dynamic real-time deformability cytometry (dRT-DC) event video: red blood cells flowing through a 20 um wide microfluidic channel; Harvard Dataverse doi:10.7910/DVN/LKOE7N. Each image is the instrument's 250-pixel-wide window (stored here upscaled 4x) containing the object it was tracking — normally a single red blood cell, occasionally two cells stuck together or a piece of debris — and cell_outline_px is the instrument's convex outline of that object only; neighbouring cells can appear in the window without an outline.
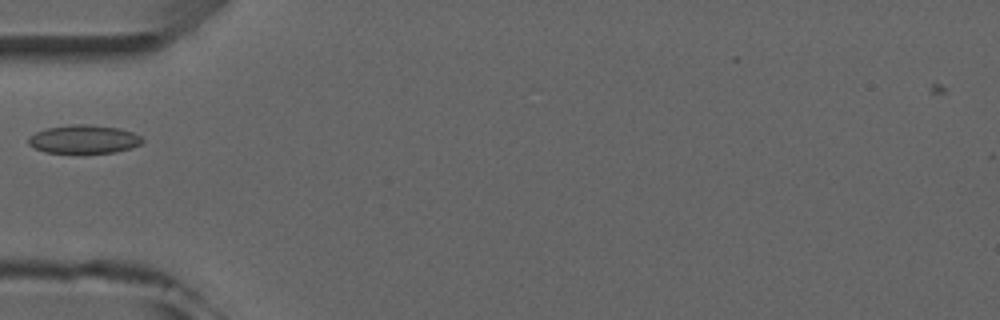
{"species": "common noctule bat (a hibernating species)", "species_latin": "Nyctalus noctula", "temperature_condition": "room temperature", "stored_images_in_passage": 4, "camera_frame_rate_fps": 3000, "um_per_image_px": 0.085, "animal": {"sex": "male", "forearm_length_mm": 52.5}, "frame": {"image": 1, "passage_image": 2, "time_ms": 2.0, "image_size_px": [1000, 320], "cell_outline_px": [[144, 140], [140, 144], [132, 148], [116, 152], [44, 152], [28, 144], [28, 136], [36, 132], [48, 128], [72, 124], [88, 124], [120, 128], [132, 132], [140, 136]], "centroid_in_image_um": [7.14, 11.82], "position_along_channel_um": 77.9, "area_um2": 18.73}}
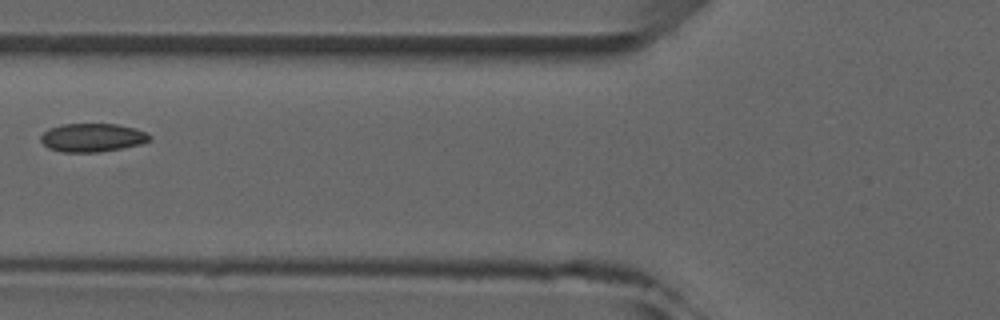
{"frame": {"image": 2, "passage_image": 3, "time_ms": 3.0, "image_size_px": [1000, 320], "cell_outline_px": [[152, 140], [140, 144], [100, 152], [64, 152], [48, 148], [40, 140], [40, 136], [48, 128], [64, 124], [116, 124], [136, 128], [148, 132], [152, 136]], "centroid_in_image_um": [7.88, 11.69], "position_along_channel_um": 117.9, "area_um2": 18.15}}
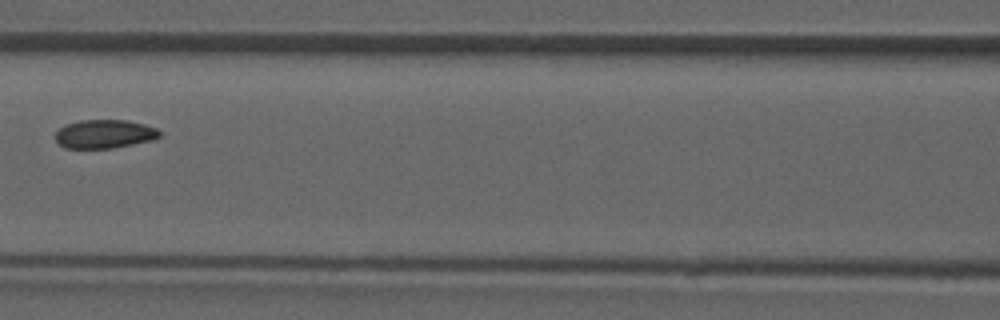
{"frame": {"image": 3, "passage_image": 4, "time_ms": 4.0, "image_size_px": [1000, 320], "cell_outline_px": [[160, 136], [152, 140], [112, 148], [64, 148], [56, 140], [56, 132], [64, 124], [80, 120], [128, 120], [144, 124], [156, 128], [160, 132]], "centroid_in_image_um": [8.86, 11.38], "position_along_channel_um": 157.7, "area_um2": 17.34}}